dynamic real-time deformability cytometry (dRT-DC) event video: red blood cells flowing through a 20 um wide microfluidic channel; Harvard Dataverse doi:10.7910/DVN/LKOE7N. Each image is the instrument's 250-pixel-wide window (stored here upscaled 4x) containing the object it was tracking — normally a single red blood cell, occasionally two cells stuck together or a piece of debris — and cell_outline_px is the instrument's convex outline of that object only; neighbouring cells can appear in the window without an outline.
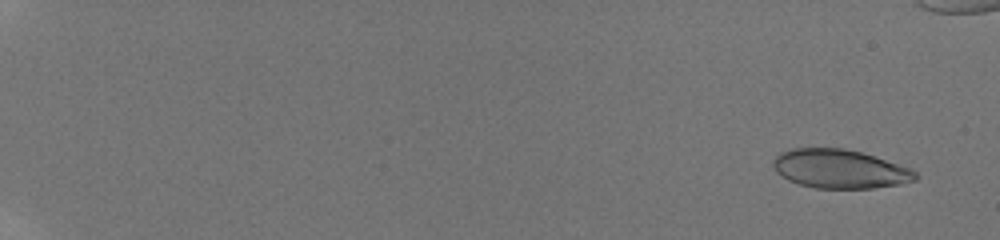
{"species": "human", "species_latin": "Homo sapiens", "temperature_condition": "room temperature", "stored_images_in_passage": 76, "camera_frame_rate_fps": 3000, "um_per_image_px": 0.085, "donor": {"sex": "male"}, "frame": {"image": 1, "passage_image": 4, "time_ms": 1.0, "image_size_px": [1000, 240], "cell_outline_px": [[916, 180], [900, 184], [872, 188], [812, 188], [788, 180], [776, 172], [772, 168], [772, 160], [780, 152], [788, 148], [844, 148], [860, 152], [908, 168], [916, 172]], "centroid_in_image_um": [71.29, 14.36], "position_along_channel_um": 13.7, "area_um2": 32.02}}
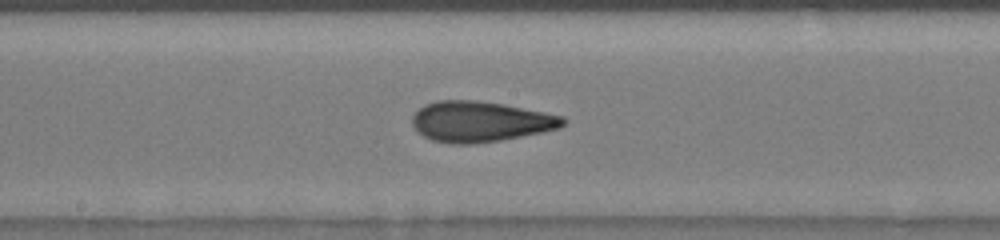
{"frame": {"image": 2, "passage_image": 41, "time_ms": 11.333, "image_size_px": [1000, 240], "cell_outline_px": [[568, 120], [560, 128], [544, 132], [500, 140], [472, 144], [452, 144], [432, 140], [416, 132], [412, 124], [412, 116], [424, 104], [436, 100], [476, 100], [504, 104], [564, 116]], "centroid_in_image_um": [40.82, 10.33], "position_along_channel_um": 207.4, "area_um2": 35.89}}
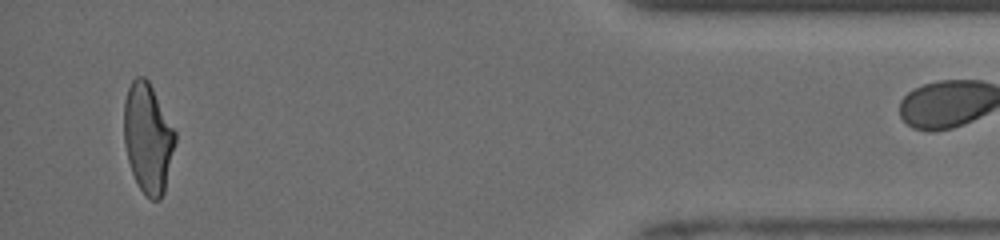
{"frame": {"image": 3, "passage_image": 74, "time_ms": 18.0, "image_size_px": [1000, 240], "cell_outline_px": [[176, 140], [164, 192], [160, 200], [152, 200], [140, 188], [132, 172], [128, 160], [124, 144], [124, 100], [128, 88], [132, 80], [136, 76], [144, 76], [148, 80], [176, 132]], "centroid_in_image_um": [12.57, 11.72], "position_along_channel_um": 422.6, "area_um2": 32.54}}